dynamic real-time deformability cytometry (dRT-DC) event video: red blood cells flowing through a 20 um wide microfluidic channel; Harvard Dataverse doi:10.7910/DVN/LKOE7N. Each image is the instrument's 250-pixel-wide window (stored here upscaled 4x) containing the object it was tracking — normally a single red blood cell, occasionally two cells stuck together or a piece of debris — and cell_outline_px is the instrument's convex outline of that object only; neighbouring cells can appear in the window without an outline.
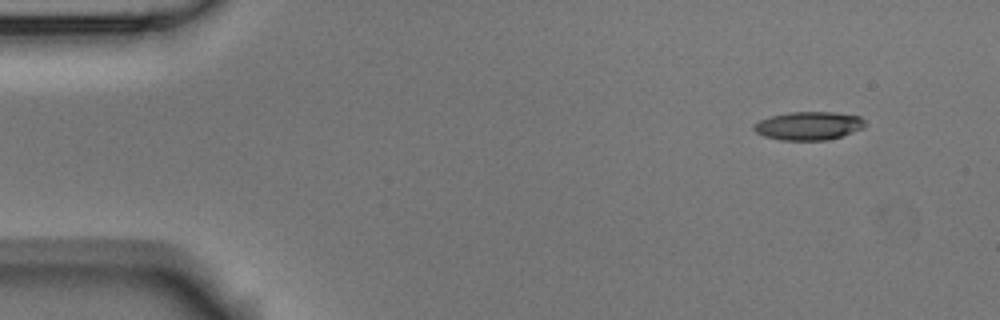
{"species": "Egyptian fruit bat (a non-hibernating species)", "species_latin": "Rousettus aegyptiacus", "temperature_condition": "room temperature", "stored_images_in_passage": 3, "camera_frame_rate_fps": 3000, "um_per_image_px": 0.085, "animal": {"sex": "male"}, "frame": {"image": 1, "passage_image": 1, "time_ms": 0.0, "image_size_px": [1000, 320], "cell_outline_px": [[864, 128], [828, 140], [780, 140], [764, 136], [756, 132], [752, 128], [760, 120], [772, 116], [788, 112], [832, 112], [860, 116], [864, 120]], "centroid_in_image_um": [68.73, 10.69], "position_along_channel_um": 16.3, "area_um2": 18.21}}